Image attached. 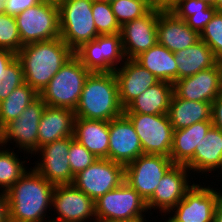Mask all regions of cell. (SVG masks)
<instances>
[{"instance_id":"6da1fadb","label":"cell","mask_w":222,"mask_h":222,"mask_svg":"<svg viewBox=\"0 0 222 222\" xmlns=\"http://www.w3.org/2000/svg\"><path fill=\"white\" fill-rule=\"evenodd\" d=\"M31 170V171H30ZM28 170L6 192L9 222H48L55 186L34 168ZM47 216V217H46ZM46 218V220H45Z\"/></svg>"},{"instance_id":"7a4b0ae2","label":"cell","mask_w":222,"mask_h":222,"mask_svg":"<svg viewBox=\"0 0 222 222\" xmlns=\"http://www.w3.org/2000/svg\"><path fill=\"white\" fill-rule=\"evenodd\" d=\"M16 55L22 64L24 82L40 94L74 51L58 37L24 45Z\"/></svg>"},{"instance_id":"3957f363","label":"cell","mask_w":222,"mask_h":222,"mask_svg":"<svg viewBox=\"0 0 222 222\" xmlns=\"http://www.w3.org/2000/svg\"><path fill=\"white\" fill-rule=\"evenodd\" d=\"M75 117L110 121L124 114L114 72H91L86 78Z\"/></svg>"},{"instance_id":"277c9868","label":"cell","mask_w":222,"mask_h":222,"mask_svg":"<svg viewBox=\"0 0 222 222\" xmlns=\"http://www.w3.org/2000/svg\"><path fill=\"white\" fill-rule=\"evenodd\" d=\"M90 73L81 61L73 55L50 80L39 97L47 106L68 108L75 111L85 80Z\"/></svg>"},{"instance_id":"5b68a950","label":"cell","mask_w":222,"mask_h":222,"mask_svg":"<svg viewBox=\"0 0 222 222\" xmlns=\"http://www.w3.org/2000/svg\"><path fill=\"white\" fill-rule=\"evenodd\" d=\"M91 0H64L59 7L60 38L73 50L99 36Z\"/></svg>"},{"instance_id":"8992f818","label":"cell","mask_w":222,"mask_h":222,"mask_svg":"<svg viewBox=\"0 0 222 222\" xmlns=\"http://www.w3.org/2000/svg\"><path fill=\"white\" fill-rule=\"evenodd\" d=\"M147 211L146 201L125 181L95 201L96 222L146 218Z\"/></svg>"},{"instance_id":"52a82bcc","label":"cell","mask_w":222,"mask_h":222,"mask_svg":"<svg viewBox=\"0 0 222 222\" xmlns=\"http://www.w3.org/2000/svg\"><path fill=\"white\" fill-rule=\"evenodd\" d=\"M22 45L60 37L59 7L49 3L36 6L15 16Z\"/></svg>"},{"instance_id":"ba28073f","label":"cell","mask_w":222,"mask_h":222,"mask_svg":"<svg viewBox=\"0 0 222 222\" xmlns=\"http://www.w3.org/2000/svg\"><path fill=\"white\" fill-rule=\"evenodd\" d=\"M74 55L90 72H114L125 62L120 34L99 35L83 43Z\"/></svg>"},{"instance_id":"9c48e42d","label":"cell","mask_w":222,"mask_h":222,"mask_svg":"<svg viewBox=\"0 0 222 222\" xmlns=\"http://www.w3.org/2000/svg\"><path fill=\"white\" fill-rule=\"evenodd\" d=\"M139 136L143 154L170 157L173 127L168 114L124 113Z\"/></svg>"},{"instance_id":"30bf717a","label":"cell","mask_w":222,"mask_h":222,"mask_svg":"<svg viewBox=\"0 0 222 222\" xmlns=\"http://www.w3.org/2000/svg\"><path fill=\"white\" fill-rule=\"evenodd\" d=\"M125 166L110 159L98 158L74 176L73 185L94 201L124 182Z\"/></svg>"},{"instance_id":"8fae6325","label":"cell","mask_w":222,"mask_h":222,"mask_svg":"<svg viewBox=\"0 0 222 222\" xmlns=\"http://www.w3.org/2000/svg\"><path fill=\"white\" fill-rule=\"evenodd\" d=\"M174 165L170 157L160 154H142L125 165L124 181L147 201L161 178Z\"/></svg>"},{"instance_id":"7c38bea8","label":"cell","mask_w":222,"mask_h":222,"mask_svg":"<svg viewBox=\"0 0 222 222\" xmlns=\"http://www.w3.org/2000/svg\"><path fill=\"white\" fill-rule=\"evenodd\" d=\"M205 186L201 183L194 184L168 213L171 215L172 212L174 215L168 217L165 222H213L216 202L222 191Z\"/></svg>"},{"instance_id":"4fadbf2b","label":"cell","mask_w":222,"mask_h":222,"mask_svg":"<svg viewBox=\"0 0 222 222\" xmlns=\"http://www.w3.org/2000/svg\"><path fill=\"white\" fill-rule=\"evenodd\" d=\"M52 207L57 213L52 222H96L95 201L73 184L55 186Z\"/></svg>"},{"instance_id":"5bb4252c","label":"cell","mask_w":222,"mask_h":222,"mask_svg":"<svg viewBox=\"0 0 222 222\" xmlns=\"http://www.w3.org/2000/svg\"><path fill=\"white\" fill-rule=\"evenodd\" d=\"M188 172V173H187ZM191 172L185 165L174 164L161 178L153 195L146 201L147 209H158L164 217L181 201L195 184L190 182ZM192 183V184H191Z\"/></svg>"},{"instance_id":"9a60e30c","label":"cell","mask_w":222,"mask_h":222,"mask_svg":"<svg viewBox=\"0 0 222 222\" xmlns=\"http://www.w3.org/2000/svg\"><path fill=\"white\" fill-rule=\"evenodd\" d=\"M45 107L44 101L38 97L17 119L7 123L4 126L5 147L11 143L14 145L15 142L19 150L31 154L32 157V154L34 155L37 151L38 126Z\"/></svg>"},{"instance_id":"2e32d148","label":"cell","mask_w":222,"mask_h":222,"mask_svg":"<svg viewBox=\"0 0 222 222\" xmlns=\"http://www.w3.org/2000/svg\"><path fill=\"white\" fill-rule=\"evenodd\" d=\"M69 147L70 137H65L40 147L34 154L42 157H39L40 161H36L33 168L53 186L73 183L74 176L68 159Z\"/></svg>"},{"instance_id":"e0dca14e","label":"cell","mask_w":222,"mask_h":222,"mask_svg":"<svg viewBox=\"0 0 222 222\" xmlns=\"http://www.w3.org/2000/svg\"><path fill=\"white\" fill-rule=\"evenodd\" d=\"M165 7L154 6L146 15L121 26V40L126 59H134L157 43V22Z\"/></svg>"},{"instance_id":"ac0fdd59","label":"cell","mask_w":222,"mask_h":222,"mask_svg":"<svg viewBox=\"0 0 222 222\" xmlns=\"http://www.w3.org/2000/svg\"><path fill=\"white\" fill-rule=\"evenodd\" d=\"M222 71L220 61L211 68L201 70L193 76L176 80L173 93L188 101L212 103L221 94Z\"/></svg>"},{"instance_id":"d6986e66","label":"cell","mask_w":222,"mask_h":222,"mask_svg":"<svg viewBox=\"0 0 222 222\" xmlns=\"http://www.w3.org/2000/svg\"><path fill=\"white\" fill-rule=\"evenodd\" d=\"M142 154V145L131 121L124 114L110 120L108 159L125 166Z\"/></svg>"},{"instance_id":"ffe728a7","label":"cell","mask_w":222,"mask_h":222,"mask_svg":"<svg viewBox=\"0 0 222 222\" xmlns=\"http://www.w3.org/2000/svg\"><path fill=\"white\" fill-rule=\"evenodd\" d=\"M114 74L118 84L119 101L124 109L146 89L159 82L134 59H126Z\"/></svg>"},{"instance_id":"44dd1931","label":"cell","mask_w":222,"mask_h":222,"mask_svg":"<svg viewBox=\"0 0 222 222\" xmlns=\"http://www.w3.org/2000/svg\"><path fill=\"white\" fill-rule=\"evenodd\" d=\"M200 40V34L191 29L183 19L178 18L165 7L157 22V43L175 53L186 49Z\"/></svg>"},{"instance_id":"7402d4cb","label":"cell","mask_w":222,"mask_h":222,"mask_svg":"<svg viewBox=\"0 0 222 222\" xmlns=\"http://www.w3.org/2000/svg\"><path fill=\"white\" fill-rule=\"evenodd\" d=\"M74 121L73 110L46 105L38 126L37 150L56 140L74 136Z\"/></svg>"},{"instance_id":"603a6c76","label":"cell","mask_w":222,"mask_h":222,"mask_svg":"<svg viewBox=\"0 0 222 222\" xmlns=\"http://www.w3.org/2000/svg\"><path fill=\"white\" fill-rule=\"evenodd\" d=\"M222 164V131L212 126L195 148L193 158L185 165L191 174L215 173Z\"/></svg>"},{"instance_id":"cb8c5ba5","label":"cell","mask_w":222,"mask_h":222,"mask_svg":"<svg viewBox=\"0 0 222 222\" xmlns=\"http://www.w3.org/2000/svg\"><path fill=\"white\" fill-rule=\"evenodd\" d=\"M74 139L98 158L108 159L109 122L75 117Z\"/></svg>"},{"instance_id":"d4e9b609","label":"cell","mask_w":222,"mask_h":222,"mask_svg":"<svg viewBox=\"0 0 222 222\" xmlns=\"http://www.w3.org/2000/svg\"><path fill=\"white\" fill-rule=\"evenodd\" d=\"M213 126L212 120L201 121L189 127L174 130L170 159L174 164L186 165L194 156L195 148Z\"/></svg>"},{"instance_id":"484cf974","label":"cell","mask_w":222,"mask_h":222,"mask_svg":"<svg viewBox=\"0 0 222 222\" xmlns=\"http://www.w3.org/2000/svg\"><path fill=\"white\" fill-rule=\"evenodd\" d=\"M172 95L173 84L159 81L132 101L124 109V113L168 114Z\"/></svg>"},{"instance_id":"4316f807","label":"cell","mask_w":222,"mask_h":222,"mask_svg":"<svg viewBox=\"0 0 222 222\" xmlns=\"http://www.w3.org/2000/svg\"><path fill=\"white\" fill-rule=\"evenodd\" d=\"M177 80L193 76L201 70L214 67L219 60L212 49L201 39L192 46L175 52Z\"/></svg>"},{"instance_id":"83f0119b","label":"cell","mask_w":222,"mask_h":222,"mask_svg":"<svg viewBox=\"0 0 222 222\" xmlns=\"http://www.w3.org/2000/svg\"><path fill=\"white\" fill-rule=\"evenodd\" d=\"M134 60L151 72L159 81L174 83L177 80L175 53L156 43L149 50L142 52Z\"/></svg>"},{"instance_id":"f1b7e54d","label":"cell","mask_w":222,"mask_h":222,"mask_svg":"<svg viewBox=\"0 0 222 222\" xmlns=\"http://www.w3.org/2000/svg\"><path fill=\"white\" fill-rule=\"evenodd\" d=\"M168 116L173 130L183 129L197 122L211 120V103L188 101L173 93Z\"/></svg>"},{"instance_id":"f546056e","label":"cell","mask_w":222,"mask_h":222,"mask_svg":"<svg viewBox=\"0 0 222 222\" xmlns=\"http://www.w3.org/2000/svg\"><path fill=\"white\" fill-rule=\"evenodd\" d=\"M39 94L27 83L17 87L5 100L0 102V121L3 126L17 119L24 109L34 102Z\"/></svg>"},{"instance_id":"4dcf8cb0","label":"cell","mask_w":222,"mask_h":222,"mask_svg":"<svg viewBox=\"0 0 222 222\" xmlns=\"http://www.w3.org/2000/svg\"><path fill=\"white\" fill-rule=\"evenodd\" d=\"M13 149L15 148L0 149V190L4 192H7L27 171L24 165L26 160L20 161L19 155H16Z\"/></svg>"},{"instance_id":"1f68e13d","label":"cell","mask_w":222,"mask_h":222,"mask_svg":"<svg viewBox=\"0 0 222 222\" xmlns=\"http://www.w3.org/2000/svg\"><path fill=\"white\" fill-rule=\"evenodd\" d=\"M110 5L120 26L143 17L155 6L149 0H116Z\"/></svg>"},{"instance_id":"d6a6232c","label":"cell","mask_w":222,"mask_h":222,"mask_svg":"<svg viewBox=\"0 0 222 222\" xmlns=\"http://www.w3.org/2000/svg\"><path fill=\"white\" fill-rule=\"evenodd\" d=\"M92 12L99 35L120 34L121 26L117 22L109 2L93 3Z\"/></svg>"},{"instance_id":"836d02e7","label":"cell","mask_w":222,"mask_h":222,"mask_svg":"<svg viewBox=\"0 0 222 222\" xmlns=\"http://www.w3.org/2000/svg\"><path fill=\"white\" fill-rule=\"evenodd\" d=\"M23 47L14 16L0 14V49L17 54Z\"/></svg>"},{"instance_id":"e575fe53","label":"cell","mask_w":222,"mask_h":222,"mask_svg":"<svg viewBox=\"0 0 222 222\" xmlns=\"http://www.w3.org/2000/svg\"><path fill=\"white\" fill-rule=\"evenodd\" d=\"M24 83L22 64L16 57L8 67L0 73V102L5 100L17 87Z\"/></svg>"},{"instance_id":"d590c367","label":"cell","mask_w":222,"mask_h":222,"mask_svg":"<svg viewBox=\"0 0 222 222\" xmlns=\"http://www.w3.org/2000/svg\"><path fill=\"white\" fill-rule=\"evenodd\" d=\"M200 39L211 49L214 56L222 60V12H216L200 34Z\"/></svg>"},{"instance_id":"8d00e7d4","label":"cell","mask_w":222,"mask_h":222,"mask_svg":"<svg viewBox=\"0 0 222 222\" xmlns=\"http://www.w3.org/2000/svg\"><path fill=\"white\" fill-rule=\"evenodd\" d=\"M68 159L71 172L73 176H75L93 164L98 157H96L85 146L74 139V136H70Z\"/></svg>"},{"instance_id":"74e56055","label":"cell","mask_w":222,"mask_h":222,"mask_svg":"<svg viewBox=\"0 0 222 222\" xmlns=\"http://www.w3.org/2000/svg\"><path fill=\"white\" fill-rule=\"evenodd\" d=\"M211 5L203 0H172L167 8L184 21L198 12H205Z\"/></svg>"},{"instance_id":"f35d334b","label":"cell","mask_w":222,"mask_h":222,"mask_svg":"<svg viewBox=\"0 0 222 222\" xmlns=\"http://www.w3.org/2000/svg\"><path fill=\"white\" fill-rule=\"evenodd\" d=\"M216 12L217 10L214 8V6H210L208 9L205 10V12H198L188 17L185 20V23L191 29L201 34L206 24L213 18Z\"/></svg>"},{"instance_id":"ab89813d","label":"cell","mask_w":222,"mask_h":222,"mask_svg":"<svg viewBox=\"0 0 222 222\" xmlns=\"http://www.w3.org/2000/svg\"><path fill=\"white\" fill-rule=\"evenodd\" d=\"M39 3H41L40 0H7L5 4V13L15 17L19 13Z\"/></svg>"},{"instance_id":"60d3db41","label":"cell","mask_w":222,"mask_h":222,"mask_svg":"<svg viewBox=\"0 0 222 222\" xmlns=\"http://www.w3.org/2000/svg\"><path fill=\"white\" fill-rule=\"evenodd\" d=\"M211 120L213 126L222 131V94L211 103Z\"/></svg>"},{"instance_id":"b9f144b4","label":"cell","mask_w":222,"mask_h":222,"mask_svg":"<svg viewBox=\"0 0 222 222\" xmlns=\"http://www.w3.org/2000/svg\"><path fill=\"white\" fill-rule=\"evenodd\" d=\"M0 222H9L8 198L4 191L0 192Z\"/></svg>"},{"instance_id":"7bdbcfd3","label":"cell","mask_w":222,"mask_h":222,"mask_svg":"<svg viewBox=\"0 0 222 222\" xmlns=\"http://www.w3.org/2000/svg\"><path fill=\"white\" fill-rule=\"evenodd\" d=\"M16 57L17 55L15 53L6 49H0V73H2Z\"/></svg>"},{"instance_id":"ee69618b","label":"cell","mask_w":222,"mask_h":222,"mask_svg":"<svg viewBox=\"0 0 222 222\" xmlns=\"http://www.w3.org/2000/svg\"><path fill=\"white\" fill-rule=\"evenodd\" d=\"M213 222H222V192L216 202Z\"/></svg>"},{"instance_id":"f6af8a7d","label":"cell","mask_w":222,"mask_h":222,"mask_svg":"<svg viewBox=\"0 0 222 222\" xmlns=\"http://www.w3.org/2000/svg\"><path fill=\"white\" fill-rule=\"evenodd\" d=\"M0 146H1L0 149H3L5 147L4 126L2 125L1 121H0Z\"/></svg>"},{"instance_id":"bcb514c9","label":"cell","mask_w":222,"mask_h":222,"mask_svg":"<svg viewBox=\"0 0 222 222\" xmlns=\"http://www.w3.org/2000/svg\"><path fill=\"white\" fill-rule=\"evenodd\" d=\"M172 0H155V6L167 7Z\"/></svg>"},{"instance_id":"7dc6e473","label":"cell","mask_w":222,"mask_h":222,"mask_svg":"<svg viewBox=\"0 0 222 222\" xmlns=\"http://www.w3.org/2000/svg\"><path fill=\"white\" fill-rule=\"evenodd\" d=\"M42 3H49L59 6L64 0H40Z\"/></svg>"},{"instance_id":"c3c4849f","label":"cell","mask_w":222,"mask_h":222,"mask_svg":"<svg viewBox=\"0 0 222 222\" xmlns=\"http://www.w3.org/2000/svg\"><path fill=\"white\" fill-rule=\"evenodd\" d=\"M213 6L217 10V12H222V0H215Z\"/></svg>"},{"instance_id":"681fc988","label":"cell","mask_w":222,"mask_h":222,"mask_svg":"<svg viewBox=\"0 0 222 222\" xmlns=\"http://www.w3.org/2000/svg\"><path fill=\"white\" fill-rule=\"evenodd\" d=\"M7 0H0V14L5 13V4Z\"/></svg>"},{"instance_id":"f907efd6","label":"cell","mask_w":222,"mask_h":222,"mask_svg":"<svg viewBox=\"0 0 222 222\" xmlns=\"http://www.w3.org/2000/svg\"><path fill=\"white\" fill-rule=\"evenodd\" d=\"M115 222H147L146 218H139V219H134V220H129V221H115Z\"/></svg>"},{"instance_id":"816d5d0a","label":"cell","mask_w":222,"mask_h":222,"mask_svg":"<svg viewBox=\"0 0 222 222\" xmlns=\"http://www.w3.org/2000/svg\"><path fill=\"white\" fill-rule=\"evenodd\" d=\"M203 1L207 2V3L210 4L211 6H213L214 3H215V0H203Z\"/></svg>"},{"instance_id":"f5cc1de1","label":"cell","mask_w":222,"mask_h":222,"mask_svg":"<svg viewBox=\"0 0 222 222\" xmlns=\"http://www.w3.org/2000/svg\"><path fill=\"white\" fill-rule=\"evenodd\" d=\"M93 3L95 2H109V0H91Z\"/></svg>"},{"instance_id":"db71d44e","label":"cell","mask_w":222,"mask_h":222,"mask_svg":"<svg viewBox=\"0 0 222 222\" xmlns=\"http://www.w3.org/2000/svg\"><path fill=\"white\" fill-rule=\"evenodd\" d=\"M221 63V71H222V60L220 61ZM221 94H222V82H221Z\"/></svg>"},{"instance_id":"11a10c76","label":"cell","mask_w":222,"mask_h":222,"mask_svg":"<svg viewBox=\"0 0 222 222\" xmlns=\"http://www.w3.org/2000/svg\"><path fill=\"white\" fill-rule=\"evenodd\" d=\"M219 171L222 173V164H221V166H220V168H219Z\"/></svg>"},{"instance_id":"9f6ffc18","label":"cell","mask_w":222,"mask_h":222,"mask_svg":"<svg viewBox=\"0 0 222 222\" xmlns=\"http://www.w3.org/2000/svg\"><path fill=\"white\" fill-rule=\"evenodd\" d=\"M150 2H152L155 5V0H149Z\"/></svg>"}]
</instances>
